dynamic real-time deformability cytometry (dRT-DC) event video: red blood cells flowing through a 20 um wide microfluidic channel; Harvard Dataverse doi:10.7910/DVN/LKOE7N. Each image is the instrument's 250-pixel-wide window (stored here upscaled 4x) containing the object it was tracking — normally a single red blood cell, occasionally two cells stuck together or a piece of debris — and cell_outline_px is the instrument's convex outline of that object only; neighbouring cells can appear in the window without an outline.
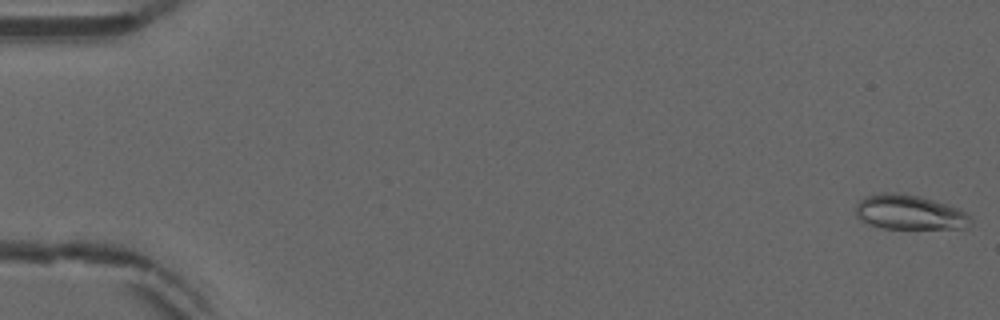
{"species": "common noctule bat (a hibernating species)", "species_latin": "Nyctalus noctula", "temperature_condition": "warm", "stored_images_in_passage": 53, "camera_frame_rate_fps": 3000, "um_per_image_px": 0.085, "animal": {"sex": "male", "forearm_length_mm": 52.5}, "frame": {"image": 1, "passage_image": 1, "time_ms": 0.0, "image_size_px": [1000, 320], "cell_outline_px": [[972, 224], [968, 228], [884, 228], [868, 224], [860, 220], [856, 216], [856, 204], [864, 196], [880, 192], [896, 192], [920, 196], [948, 204], [960, 208], [972, 220]], "centroid_in_image_um": [77.29, 18.03], "position_along_channel_um": 7.7, "area_um2": 23.47}}
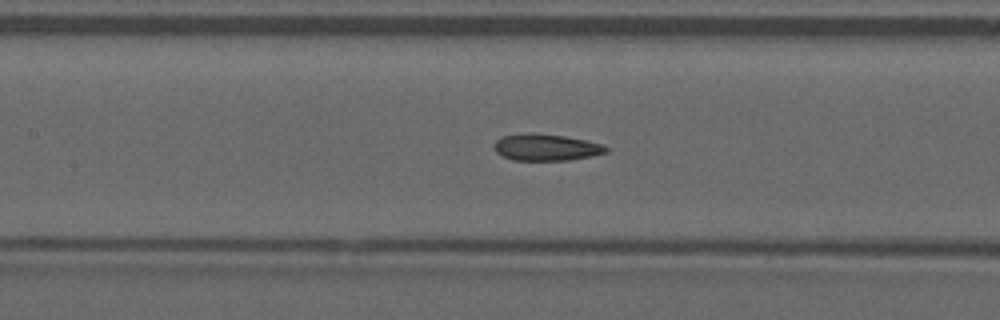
{"frame": {"image": 2, "passage_image": 25, "time_ms": 8.0, "image_size_px": [1000, 320], "cell_outline_px": [[608, 152], [592, 156], [568, 160], [512, 160], [500, 156], [496, 152], [496, 140], [500, 136], [532, 132], [564, 136], [604, 144], [608, 148]], "centroid_in_image_um": [46.42, 12.52], "position_along_channel_um": 161.0, "area_um2": 17.46}}
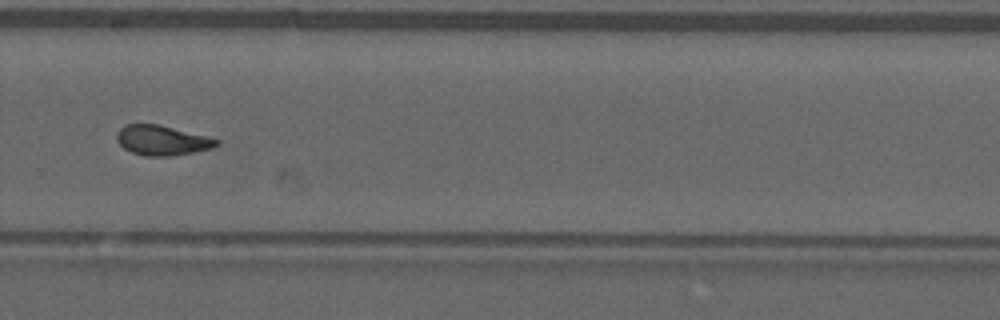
{"frame": {"image": 3, "passage_image": 37, "time_ms": 12.0, "image_size_px": [1000, 320], "cell_outline_px": [[220, 140], [212, 148], [172, 156], [144, 156], [132, 152], [124, 148], [116, 140], [116, 132], [124, 124], [160, 124]], "centroid_in_image_um": [13.71, 11.92], "position_along_channel_um": 316.1, "area_um2": 17.28}, "authors_computed_cell_mechanics": {"area_um2": 17.5712, "velocity_mm_per_s": 3.8955, "shape_relaxation_time_tau1_ms": null, "shape_relaxation_time_tau2_ms": 1.7324, "deformation_change_tau1": null, "deformation_change_tau2": 0.0872}}